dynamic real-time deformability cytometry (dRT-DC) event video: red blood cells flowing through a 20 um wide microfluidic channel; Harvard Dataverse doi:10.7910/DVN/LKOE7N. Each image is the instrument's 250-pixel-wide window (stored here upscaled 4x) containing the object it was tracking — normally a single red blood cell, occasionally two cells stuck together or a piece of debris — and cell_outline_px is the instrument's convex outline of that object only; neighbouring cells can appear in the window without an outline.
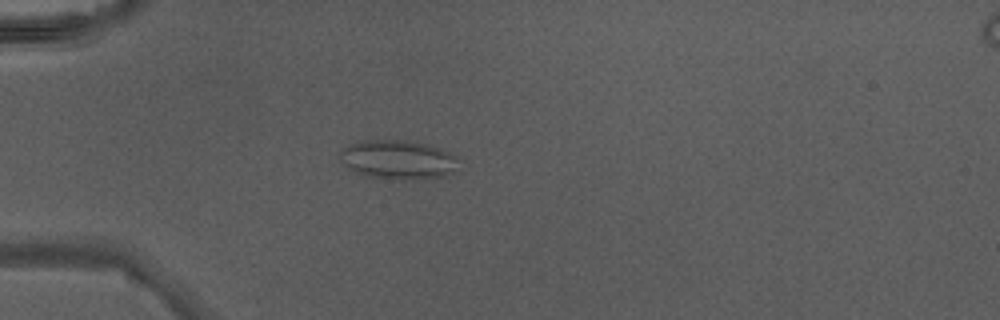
{"species": "Egyptian fruit bat (a non-hibernating species)", "species_latin": "Rousettus aegyptiacus", "temperature_condition": "warm", "stored_images_in_passage": 40, "camera_frame_rate_fps": 3000, "um_per_image_px": 0.085, "animal": {"sex": "male"}, "frame": {"image": 1, "passage_image": 8, "time_ms": 2.333, "image_size_px": [1000, 320], "cell_outline_px": [[456, 172], [444, 176], [420, 180], [404, 180], [364, 176], [348, 168], [340, 160], [340, 152], [348, 144], [356, 140], [408, 140], [440, 148], [456, 156]], "centroid_in_image_um": [33.81, 13.58], "position_along_channel_um": 51.2, "area_um2": 27.34}}
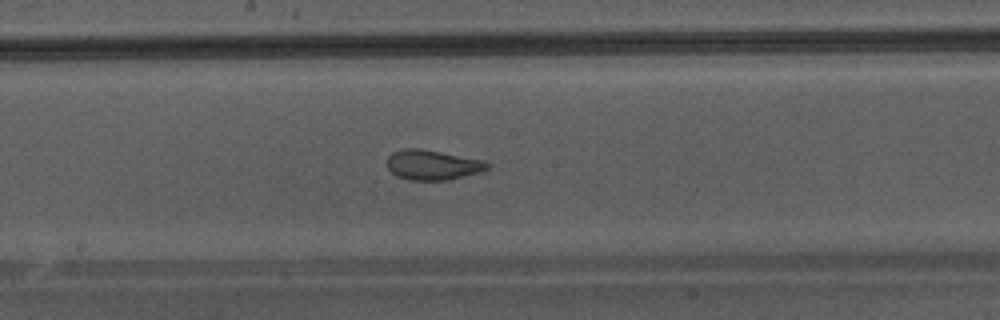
{"frame": {"image": 2, "passage_image": 20, "time_ms": 6.333, "image_size_px": [1000, 320], "cell_outline_px": [[492, 164], [488, 168], [480, 172], [448, 180], [412, 180], [396, 176], [388, 168], [388, 156], [392, 152], [404, 148], [420, 148], [484, 160]], "centroid_in_image_um": [36.78, 14.01], "position_along_channel_um": 211.4, "area_um2": 17.51}}
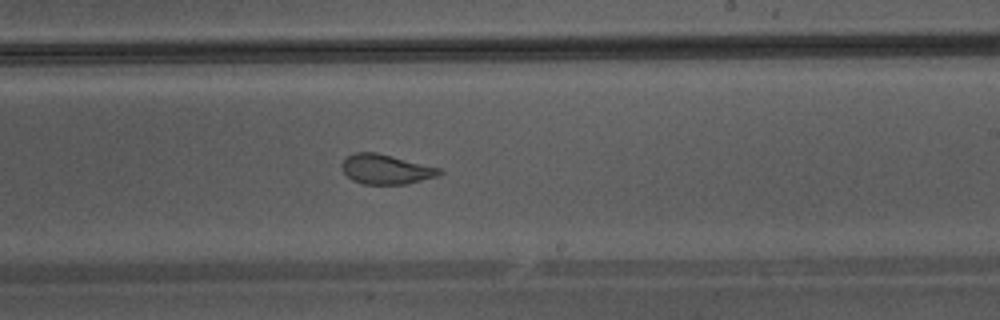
{"frame": {"image": 3, "passage_image": 23, "time_ms": 7.333, "image_size_px": [1000, 320], "cell_outline_px": [[444, 172], [436, 176], [404, 184], [364, 184], [352, 180], [344, 172], [340, 164], [344, 156], [356, 152], [376, 152], [440, 168]], "centroid_in_image_um": [32.74, 14.37], "position_along_channel_um": 256.3, "area_um2": 16.82}}